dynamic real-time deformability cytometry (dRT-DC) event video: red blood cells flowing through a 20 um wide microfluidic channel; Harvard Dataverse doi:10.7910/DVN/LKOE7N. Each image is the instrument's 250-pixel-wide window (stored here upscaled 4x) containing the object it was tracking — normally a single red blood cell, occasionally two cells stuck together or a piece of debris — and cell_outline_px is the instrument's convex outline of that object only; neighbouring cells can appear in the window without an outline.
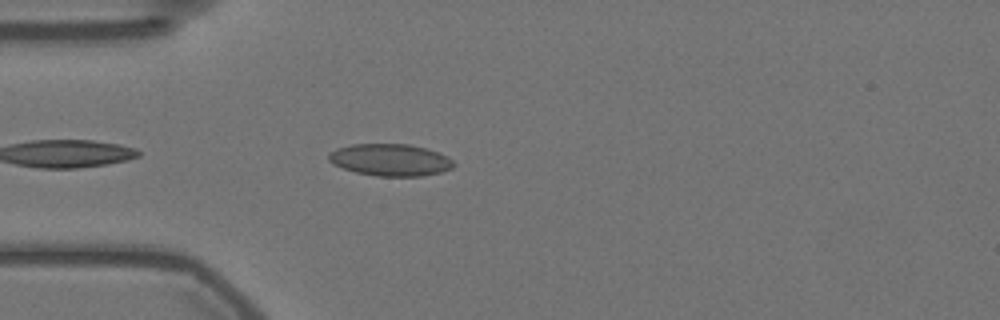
{"species": "Egyptian fruit bat (a non-hibernating species)", "species_latin": "Rousettus aegyptiacus", "temperature_condition": "warm", "stored_images_in_passage": 7, "camera_frame_rate_fps": 3000, "um_per_image_px": 0.085, "animal": {"sex": "female"}, "frame": {"image": 1, "passage_image": 2, "time_ms": 0.333, "image_size_px": [1000, 320], "cell_outline_px": [[456, 164], [452, 168], [440, 172], [420, 176], [376, 176], [356, 172], [344, 168], [328, 160], [328, 152], [336, 148], [352, 144], [408, 144], [440, 152], [448, 156]], "centroid_in_image_um": [33.19, 13.58], "position_along_channel_um": 51.8, "area_um2": 23.29}}